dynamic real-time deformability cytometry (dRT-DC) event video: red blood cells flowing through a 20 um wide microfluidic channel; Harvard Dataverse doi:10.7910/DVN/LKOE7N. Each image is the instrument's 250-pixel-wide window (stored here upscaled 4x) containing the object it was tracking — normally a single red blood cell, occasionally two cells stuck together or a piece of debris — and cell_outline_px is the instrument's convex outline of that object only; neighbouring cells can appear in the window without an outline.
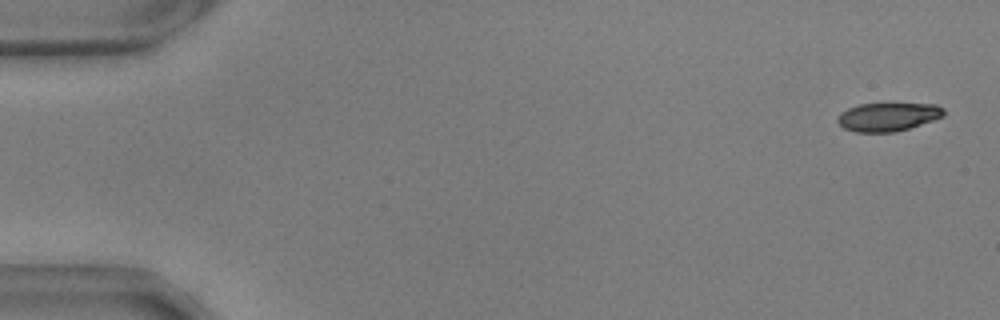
{"species": "common noctule bat (a hibernating species)", "species_latin": "Nyctalus noctula", "temperature_condition": "warm", "stored_images_in_passage": 55, "camera_frame_rate_fps": 3000, "um_per_image_px": 0.085, "animal": {"sex": "male", "body_mass_g": 17.9, "forearm_length_mm": 54.2}, "frame": {"image": 1, "passage_image": 2, "time_ms": 0.333, "image_size_px": [1000, 320], "cell_outline_px": [[944, 116], [908, 128], [892, 132], [856, 132], [844, 128], [836, 120], [840, 112], [848, 108], [860, 104], [936, 104], [944, 108]], "centroid_in_image_um": [75.45, 9.93], "position_along_channel_um": 9.5, "area_um2": 17.4}}
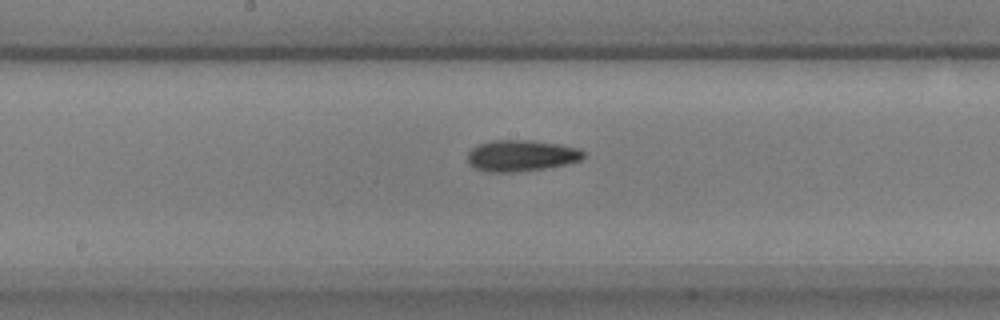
{"frame": {"image": 2, "passage_image": 29, "time_ms": 9.333, "image_size_px": [1000, 320], "cell_outline_px": [[584, 156], [580, 160], [568, 164], [544, 168], [516, 172], [484, 172], [472, 168], [468, 164], [468, 152], [472, 148], [480, 144], [492, 140], [532, 140], [560, 144], [576, 148], [584, 152]], "centroid_in_image_um": [44.26, 13.24], "position_along_channel_um": 203.9, "area_um2": 21.27}}
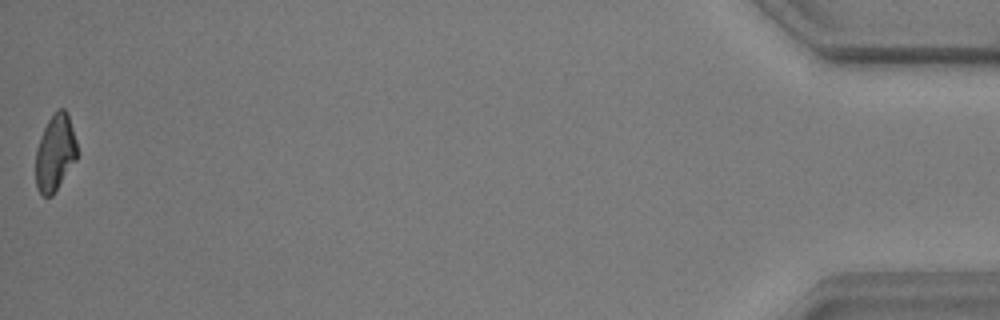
{"frame": {"image": 3, "passage_image": 55, "time_ms": 18.0, "image_size_px": [1000, 320], "cell_outline_px": [[76, 160], [52, 196], [44, 196], [36, 188], [36, 148], [40, 136], [48, 120], [60, 108], [64, 108], [68, 112], [76, 140]], "centroid_in_image_um": [4.68, 12.98], "position_along_channel_um": 430.5, "area_um2": 18.32}, "authors_computed_cell_mechanics": {"area_um2": 19.652, "velocity_mm_per_s": 3.6887, "shape_relaxation_time_tau1_ms": 5.6982, "shape_relaxation_time_tau2_ms": 7.3172, "deformation_change_tau1": 0.1433, "deformation_change_tau2": 0.1407}}